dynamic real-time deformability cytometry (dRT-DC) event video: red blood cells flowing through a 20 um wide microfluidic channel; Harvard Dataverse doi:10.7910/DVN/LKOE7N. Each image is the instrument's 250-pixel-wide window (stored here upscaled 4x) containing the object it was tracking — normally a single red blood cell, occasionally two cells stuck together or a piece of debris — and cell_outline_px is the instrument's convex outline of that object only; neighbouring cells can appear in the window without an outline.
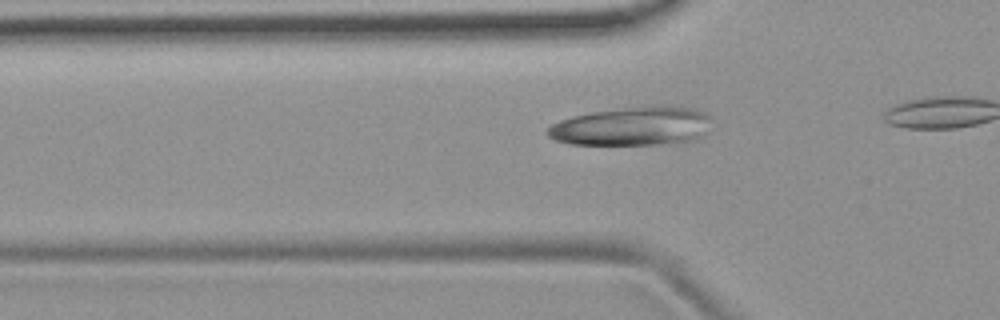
{"species": "common noctule bat (a hibernating species)", "species_latin": "Nyctalus noctula", "temperature_condition": "room temperature", "stored_images_in_passage": 9, "camera_frame_rate_fps": 3000, "um_per_image_px": 0.085, "animal": {"sex": "female", "body_mass_g": 19.9}, "frame": {"image": 1, "passage_image": 6, "time_ms": 1.667, "image_size_px": [1000, 320], "cell_outline_px": [[712, 116], [704, 136], [696, 140], [684, 144], [572, 144], [556, 140], [548, 136], [544, 132], [552, 124], [560, 120], [572, 116], [592, 112], [640, 104], [664, 104], [696, 108]], "centroid_in_image_um": [53.83, 10.7], "position_along_channel_um": 72.0, "area_um2": 38.26}}